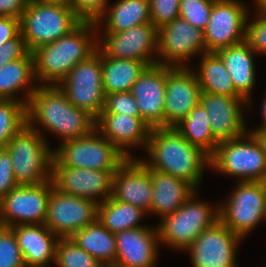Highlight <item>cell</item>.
Segmentation results:
<instances>
[{
	"instance_id": "ee69618b",
	"label": "cell",
	"mask_w": 266,
	"mask_h": 267,
	"mask_svg": "<svg viewBox=\"0 0 266 267\" xmlns=\"http://www.w3.org/2000/svg\"><path fill=\"white\" fill-rule=\"evenodd\" d=\"M21 33L20 19L0 17V46Z\"/></svg>"
},
{
	"instance_id": "7bdbcfd3",
	"label": "cell",
	"mask_w": 266,
	"mask_h": 267,
	"mask_svg": "<svg viewBox=\"0 0 266 267\" xmlns=\"http://www.w3.org/2000/svg\"><path fill=\"white\" fill-rule=\"evenodd\" d=\"M29 53L25 40L20 33L16 38L0 46V68L18 58H24Z\"/></svg>"
},
{
	"instance_id": "4316f807",
	"label": "cell",
	"mask_w": 266,
	"mask_h": 267,
	"mask_svg": "<svg viewBox=\"0 0 266 267\" xmlns=\"http://www.w3.org/2000/svg\"><path fill=\"white\" fill-rule=\"evenodd\" d=\"M34 72V60L29 52L24 58H18L6 63L0 68V99L20 101L26 106L31 95L38 88ZM32 84V85H31ZM35 86V87H34ZM19 91L24 92V97H16Z\"/></svg>"
},
{
	"instance_id": "5b68a950",
	"label": "cell",
	"mask_w": 266,
	"mask_h": 267,
	"mask_svg": "<svg viewBox=\"0 0 266 267\" xmlns=\"http://www.w3.org/2000/svg\"><path fill=\"white\" fill-rule=\"evenodd\" d=\"M39 129L25 125L5 148L19 185L39 184L52 179L53 149Z\"/></svg>"
},
{
	"instance_id": "484cf974",
	"label": "cell",
	"mask_w": 266,
	"mask_h": 267,
	"mask_svg": "<svg viewBox=\"0 0 266 267\" xmlns=\"http://www.w3.org/2000/svg\"><path fill=\"white\" fill-rule=\"evenodd\" d=\"M153 200L150 213L160 216L176 212L192 195L195 189L182 179L150 169Z\"/></svg>"
},
{
	"instance_id": "3957f363",
	"label": "cell",
	"mask_w": 266,
	"mask_h": 267,
	"mask_svg": "<svg viewBox=\"0 0 266 267\" xmlns=\"http://www.w3.org/2000/svg\"><path fill=\"white\" fill-rule=\"evenodd\" d=\"M27 125L56 134L61 141L90 134L96 120L70 103L57 85H39L26 106Z\"/></svg>"
},
{
	"instance_id": "8fae6325",
	"label": "cell",
	"mask_w": 266,
	"mask_h": 267,
	"mask_svg": "<svg viewBox=\"0 0 266 267\" xmlns=\"http://www.w3.org/2000/svg\"><path fill=\"white\" fill-rule=\"evenodd\" d=\"M53 180L18 185L0 200V226L45 224Z\"/></svg>"
},
{
	"instance_id": "9c48e42d",
	"label": "cell",
	"mask_w": 266,
	"mask_h": 267,
	"mask_svg": "<svg viewBox=\"0 0 266 267\" xmlns=\"http://www.w3.org/2000/svg\"><path fill=\"white\" fill-rule=\"evenodd\" d=\"M75 107L85 111L95 120L100 117L105 103L102 80L101 50L76 64L57 85Z\"/></svg>"
},
{
	"instance_id": "f6af8a7d",
	"label": "cell",
	"mask_w": 266,
	"mask_h": 267,
	"mask_svg": "<svg viewBox=\"0 0 266 267\" xmlns=\"http://www.w3.org/2000/svg\"><path fill=\"white\" fill-rule=\"evenodd\" d=\"M30 0H0V17L20 19Z\"/></svg>"
},
{
	"instance_id": "f546056e",
	"label": "cell",
	"mask_w": 266,
	"mask_h": 267,
	"mask_svg": "<svg viewBox=\"0 0 266 267\" xmlns=\"http://www.w3.org/2000/svg\"><path fill=\"white\" fill-rule=\"evenodd\" d=\"M81 249L96 258L102 265H115L116 238L97 219L70 237Z\"/></svg>"
},
{
	"instance_id": "7c38bea8",
	"label": "cell",
	"mask_w": 266,
	"mask_h": 267,
	"mask_svg": "<svg viewBox=\"0 0 266 267\" xmlns=\"http://www.w3.org/2000/svg\"><path fill=\"white\" fill-rule=\"evenodd\" d=\"M97 217V202L61 192L55 186L51 189L44 225L58 238H70Z\"/></svg>"
},
{
	"instance_id": "816d5d0a",
	"label": "cell",
	"mask_w": 266,
	"mask_h": 267,
	"mask_svg": "<svg viewBox=\"0 0 266 267\" xmlns=\"http://www.w3.org/2000/svg\"><path fill=\"white\" fill-rule=\"evenodd\" d=\"M101 267H118V266H115V265H102Z\"/></svg>"
},
{
	"instance_id": "4dcf8cb0",
	"label": "cell",
	"mask_w": 266,
	"mask_h": 267,
	"mask_svg": "<svg viewBox=\"0 0 266 267\" xmlns=\"http://www.w3.org/2000/svg\"><path fill=\"white\" fill-rule=\"evenodd\" d=\"M199 69L194 70L202 92L242 97L233 85L222 59L215 52L201 54Z\"/></svg>"
},
{
	"instance_id": "f907efd6",
	"label": "cell",
	"mask_w": 266,
	"mask_h": 267,
	"mask_svg": "<svg viewBox=\"0 0 266 267\" xmlns=\"http://www.w3.org/2000/svg\"><path fill=\"white\" fill-rule=\"evenodd\" d=\"M262 185H263V188H264L265 203H266V178L264 180H262Z\"/></svg>"
},
{
	"instance_id": "4fadbf2b",
	"label": "cell",
	"mask_w": 266,
	"mask_h": 267,
	"mask_svg": "<svg viewBox=\"0 0 266 267\" xmlns=\"http://www.w3.org/2000/svg\"><path fill=\"white\" fill-rule=\"evenodd\" d=\"M207 53L203 30L178 17L158 28L157 64L187 67L197 54Z\"/></svg>"
},
{
	"instance_id": "7a4b0ae2",
	"label": "cell",
	"mask_w": 266,
	"mask_h": 267,
	"mask_svg": "<svg viewBox=\"0 0 266 267\" xmlns=\"http://www.w3.org/2000/svg\"><path fill=\"white\" fill-rule=\"evenodd\" d=\"M97 32L95 21L82 20L68 34L33 50L34 72L39 85H58L76 64L92 55L100 36Z\"/></svg>"
},
{
	"instance_id": "8992f818",
	"label": "cell",
	"mask_w": 266,
	"mask_h": 267,
	"mask_svg": "<svg viewBox=\"0 0 266 267\" xmlns=\"http://www.w3.org/2000/svg\"><path fill=\"white\" fill-rule=\"evenodd\" d=\"M196 190L174 213L157 226L160 243L185 251L207 228L219 220V206L197 200Z\"/></svg>"
},
{
	"instance_id": "e575fe53",
	"label": "cell",
	"mask_w": 266,
	"mask_h": 267,
	"mask_svg": "<svg viewBox=\"0 0 266 267\" xmlns=\"http://www.w3.org/2000/svg\"><path fill=\"white\" fill-rule=\"evenodd\" d=\"M55 264L57 267L102 266L96 258L81 249L71 238L58 239L56 245Z\"/></svg>"
},
{
	"instance_id": "d6a6232c",
	"label": "cell",
	"mask_w": 266,
	"mask_h": 267,
	"mask_svg": "<svg viewBox=\"0 0 266 267\" xmlns=\"http://www.w3.org/2000/svg\"><path fill=\"white\" fill-rule=\"evenodd\" d=\"M143 209L122 201L108 198L98 204V217L100 223L111 233H118L127 229L144 227L139 225L143 216H146Z\"/></svg>"
},
{
	"instance_id": "60d3db41",
	"label": "cell",
	"mask_w": 266,
	"mask_h": 267,
	"mask_svg": "<svg viewBox=\"0 0 266 267\" xmlns=\"http://www.w3.org/2000/svg\"><path fill=\"white\" fill-rule=\"evenodd\" d=\"M18 185L12 169L11 156L5 147H0V200Z\"/></svg>"
},
{
	"instance_id": "30bf717a",
	"label": "cell",
	"mask_w": 266,
	"mask_h": 267,
	"mask_svg": "<svg viewBox=\"0 0 266 267\" xmlns=\"http://www.w3.org/2000/svg\"><path fill=\"white\" fill-rule=\"evenodd\" d=\"M218 206L219 220L232 232L245 238L260 221L266 220L262 181H238L227 201Z\"/></svg>"
},
{
	"instance_id": "7402d4cb",
	"label": "cell",
	"mask_w": 266,
	"mask_h": 267,
	"mask_svg": "<svg viewBox=\"0 0 266 267\" xmlns=\"http://www.w3.org/2000/svg\"><path fill=\"white\" fill-rule=\"evenodd\" d=\"M118 267H155L160 245L158 228L139 227L115 233Z\"/></svg>"
},
{
	"instance_id": "277c9868",
	"label": "cell",
	"mask_w": 266,
	"mask_h": 267,
	"mask_svg": "<svg viewBox=\"0 0 266 267\" xmlns=\"http://www.w3.org/2000/svg\"><path fill=\"white\" fill-rule=\"evenodd\" d=\"M81 21L66 3L30 0L20 18V30L29 52H32L68 34Z\"/></svg>"
},
{
	"instance_id": "d6986e66",
	"label": "cell",
	"mask_w": 266,
	"mask_h": 267,
	"mask_svg": "<svg viewBox=\"0 0 266 267\" xmlns=\"http://www.w3.org/2000/svg\"><path fill=\"white\" fill-rule=\"evenodd\" d=\"M166 75V65L147 66L130 90L140 117L151 129L165 127Z\"/></svg>"
},
{
	"instance_id": "e0dca14e",
	"label": "cell",
	"mask_w": 266,
	"mask_h": 267,
	"mask_svg": "<svg viewBox=\"0 0 266 267\" xmlns=\"http://www.w3.org/2000/svg\"><path fill=\"white\" fill-rule=\"evenodd\" d=\"M114 173L109 170L52 166V180L58 190L98 204L112 196Z\"/></svg>"
},
{
	"instance_id": "9a60e30c",
	"label": "cell",
	"mask_w": 266,
	"mask_h": 267,
	"mask_svg": "<svg viewBox=\"0 0 266 267\" xmlns=\"http://www.w3.org/2000/svg\"><path fill=\"white\" fill-rule=\"evenodd\" d=\"M97 47L110 58L130 59L157 64L158 29L152 23L134 26L126 31L103 33ZM102 44V45H101Z\"/></svg>"
},
{
	"instance_id": "681fc988",
	"label": "cell",
	"mask_w": 266,
	"mask_h": 267,
	"mask_svg": "<svg viewBox=\"0 0 266 267\" xmlns=\"http://www.w3.org/2000/svg\"><path fill=\"white\" fill-rule=\"evenodd\" d=\"M51 1H57V2H61V3H66L68 5H70L73 2V0H51Z\"/></svg>"
},
{
	"instance_id": "836d02e7",
	"label": "cell",
	"mask_w": 266,
	"mask_h": 267,
	"mask_svg": "<svg viewBox=\"0 0 266 267\" xmlns=\"http://www.w3.org/2000/svg\"><path fill=\"white\" fill-rule=\"evenodd\" d=\"M27 125L26 105L20 101L0 99V147Z\"/></svg>"
},
{
	"instance_id": "bcb514c9",
	"label": "cell",
	"mask_w": 266,
	"mask_h": 267,
	"mask_svg": "<svg viewBox=\"0 0 266 267\" xmlns=\"http://www.w3.org/2000/svg\"><path fill=\"white\" fill-rule=\"evenodd\" d=\"M248 132L252 133L255 136V138L260 143L263 152L266 154V130H249Z\"/></svg>"
},
{
	"instance_id": "7dc6e473",
	"label": "cell",
	"mask_w": 266,
	"mask_h": 267,
	"mask_svg": "<svg viewBox=\"0 0 266 267\" xmlns=\"http://www.w3.org/2000/svg\"><path fill=\"white\" fill-rule=\"evenodd\" d=\"M261 115H262V118H263V122L262 124L258 127L257 126V129H254V130H266V96L264 97V100L262 102V106H261Z\"/></svg>"
},
{
	"instance_id": "c3c4849f",
	"label": "cell",
	"mask_w": 266,
	"mask_h": 267,
	"mask_svg": "<svg viewBox=\"0 0 266 267\" xmlns=\"http://www.w3.org/2000/svg\"><path fill=\"white\" fill-rule=\"evenodd\" d=\"M255 9L263 15H266V0H254Z\"/></svg>"
},
{
	"instance_id": "b9f144b4",
	"label": "cell",
	"mask_w": 266,
	"mask_h": 267,
	"mask_svg": "<svg viewBox=\"0 0 266 267\" xmlns=\"http://www.w3.org/2000/svg\"><path fill=\"white\" fill-rule=\"evenodd\" d=\"M109 0H73L70 6L82 20L95 21L108 6Z\"/></svg>"
},
{
	"instance_id": "ab89813d",
	"label": "cell",
	"mask_w": 266,
	"mask_h": 267,
	"mask_svg": "<svg viewBox=\"0 0 266 267\" xmlns=\"http://www.w3.org/2000/svg\"><path fill=\"white\" fill-rule=\"evenodd\" d=\"M255 12V20H247L246 41L257 54H266V15Z\"/></svg>"
},
{
	"instance_id": "ffe728a7",
	"label": "cell",
	"mask_w": 266,
	"mask_h": 267,
	"mask_svg": "<svg viewBox=\"0 0 266 267\" xmlns=\"http://www.w3.org/2000/svg\"><path fill=\"white\" fill-rule=\"evenodd\" d=\"M200 103L208 114L212 133L218 142L239 138L248 132L243 109L249 104L243 97L201 92Z\"/></svg>"
},
{
	"instance_id": "d4e9b609",
	"label": "cell",
	"mask_w": 266,
	"mask_h": 267,
	"mask_svg": "<svg viewBox=\"0 0 266 267\" xmlns=\"http://www.w3.org/2000/svg\"><path fill=\"white\" fill-rule=\"evenodd\" d=\"M226 66L235 90L246 100L251 101L255 88L256 71L254 55L257 54L245 40L236 45L222 48L215 52Z\"/></svg>"
},
{
	"instance_id": "603a6c76",
	"label": "cell",
	"mask_w": 266,
	"mask_h": 267,
	"mask_svg": "<svg viewBox=\"0 0 266 267\" xmlns=\"http://www.w3.org/2000/svg\"><path fill=\"white\" fill-rule=\"evenodd\" d=\"M96 129L127 158H134L129 147L147 148L151 128L141 117L125 114H100Z\"/></svg>"
},
{
	"instance_id": "f35d334b",
	"label": "cell",
	"mask_w": 266,
	"mask_h": 267,
	"mask_svg": "<svg viewBox=\"0 0 266 267\" xmlns=\"http://www.w3.org/2000/svg\"><path fill=\"white\" fill-rule=\"evenodd\" d=\"M181 0H149L151 23L158 29L179 17Z\"/></svg>"
},
{
	"instance_id": "6da1fadb",
	"label": "cell",
	"mask_w": 266,
	"mask_h": 267,
	"mask_svg": "<svg viewBox=\"0 0 266 267\" xmlns=\"http://www.w3.org/2000/svg\"><path fill=\"white\" fill-rule=\"evenodd\" d=\"M146 152L150 159L142 162L149 169L182 179L196 191L204 169L210 167V156L190 144L175 127L151 129Z\"/></svg>"
},
{
	"instance_id": "2e32d148",
	"label": "cell",
	"mask_w": 266,
	"mask_h": 267,
	"mask_svg": "<svg viewBox=\"0 0 266 267\" xmlns=\"http://www.w3.org/2000/svg\"><path fill=\"white\" fill-rule=\"evenodd\" d=\"M242 239L218 220L185 251L189 252L193 267H238L236 250Z\"/></svg>"
},
{
	"instance_id": "5bb4252c",
	"label": "cell",
	"mask_w": 266,
	"mask_h": 267,
	"mask_svg": "<svg viewBox=\"0 0 266 267\" xmlns=\"http://www.w3.org/2000/svg\"><path fill=\"white\" fill-rule=\"evenodd\" d=\"M239 0H216L203 30L207 52L236 45L246 40L249 10Z\"/></svg>"
},
{
	"instance_id": "d590c367",
	"label": "cell",
	"mask_w": 266,
	"mask_h": 267,
	"mask_svg": "<svg viewBox=\"0 0 266 267\" xmlns=\"http://www.w3.org/2000/svg\"><path fill=\"white\" fill-rule=\"evenodd\" d=\"M216 0H181L179 17L192 26L204 30L209 22L213 3Z\"/></svg>"
},
{
	"instance_id": "ba28073f",
	"label": "cell",
	"mask_w": 266,
	"mask_h": 267,
	"mask_svg": "<svg viewBox=\"0 0 266 267\" xmlns=\"http://www.w3.org/2000/svg\"><path fill=\"white\" fill-rule=\"evenodd\" d=\"M126 159L95 128L90 134L66 140L53 149L52 166L116 171Z\"/></svg>"
},
{
	"instance_id": "ac0fdd59",
	"label": "cell",
	"mask_w": 266,
	"mask_h": 267,
	"mask_svg": "<svg viewBox=\"0 0 266 267\" xmlns=\"http://www.w3.org/2000/svg\"><path fill=\"white\" fill-rule=\"evenodd\" d=\"M190 67L167 66L165 91V127H175L200 102L201 89Z\"/></svg>"
},
{
	"instance_id": "1f68e13d",
	"label": "cell",
	"mask_w": 266,
	"mask_h": 267,
	"mask_svg": "<svg viewBox=\"0 0 266 267\" xmlns=\"http://www.w3.org/2000/svg\"><path fill=\"white\" fill-rule=\"evenodd\" d=\"M175 129L190 144L201 148L209 156L215 152L219 144L212 133L208 114L200 102L175 126Z\"/></svg>"
},
{
	"instance_id": "8d00e7d4",
	"label": "cell",
	"mask_w": 266,
	"mask_h": 267,
	"mask_svg": "<svg viewBox=\"0 0 266 267\" xmlns=\"http://www.w3.org/2000/svg\"><path fill=\"white\" fill-rule=\"evenodd\" d=\"M0 267H26L14 231L0 226Z\"/></svg>"
},
{
	"instance_id": "52a82bcc",
	"label": "cell",
	"mask_w": 266,
	"mask_h": 267,
	"mask_svg": "<svg viewBox=\"0 0 266 267\" xmlns=\"http://www.w3.org/2000/svg\"><path fill=\"white\" fill-rule=\"evenodd\" d=\"M210 167L237 181H262L266 178V154L255 136L247 132L239 138L219 142L210 156Z\"/></svg>"
},
{
	"instance_id": "83f0119b",
	"label": "cell",
	"mask_w": 266,
	"mask_h": 267,
	"mask_svg": "<svg viewBox=\"0 0 266 267\" xmlns=\"http://www.w3.org/2000/svg\"><path fill=\"white\" fill-rule=\"evenodd\" d=\"M95 23L98 32L102 26L104 33L123 32L137 25L151 23L149 0H118L113 6L108 5Z\"/></svg>"
},
{
	"instance_id": "44dd1931",
	"label": "cell",
	"mask_w": 266,
	"mask_h": 267,
	"mask_svg": "<svg viewBox=\"0 0 266 267\" xmlns=\"http://www.w3.org/2000/svg\"><path fill=\"white\" fill-rule=\"evenodd\" d=\"M113 199L122 201L150 213L153 200V186L150 169L142 159L127 158L113 176Z\"/></svg>"
},
{
	"instance_id": "f1b7e54d",
	"label": "cell",
	"mask_w": 266,
	"mask_h": 267,
	"mask_svg": "<svg viewBox=\"0 0 266 267\" xmlns=\"http://www.w3.org/2000/svg\"><path fill=\"white\" fill-rule=\"evenodd\" d=\"M102 80L105 94L129 92L148 66L145 62L107 57L101 51Z\"/></svg>"
},
{
	"instance_id": "cb8c5ba5",
	"label": "cell",
	"mask_w": 266,
	"mask_h": 267,
	"mask_svg": "<svg viewBox=\"0 0 266 267\" xmlns=\"http://www.w3.org/2000/svg\"><path fill=\"white\" fill-rule=\"evenodd\" d=\"M17 238L26 267H47L55 263L58 237L44 224H21L10 227Z\"/></svg>"
},
{
	"instance_id": "74e56055",
	"label": "cell",
	"mask_w": 266,
	"mask_h": 267,
	"mask_svg": "<svg viewBox=\"0 0 266 267\" xmlns=\"http://www.w3.org/2000/svg\"><path fill=\"white\" fill-rule=\"evenodd\" d=\"M101 114H127L140 117L137 102L130 91L106 94L104 108Z\"/></svg>"
}]
</instances>
